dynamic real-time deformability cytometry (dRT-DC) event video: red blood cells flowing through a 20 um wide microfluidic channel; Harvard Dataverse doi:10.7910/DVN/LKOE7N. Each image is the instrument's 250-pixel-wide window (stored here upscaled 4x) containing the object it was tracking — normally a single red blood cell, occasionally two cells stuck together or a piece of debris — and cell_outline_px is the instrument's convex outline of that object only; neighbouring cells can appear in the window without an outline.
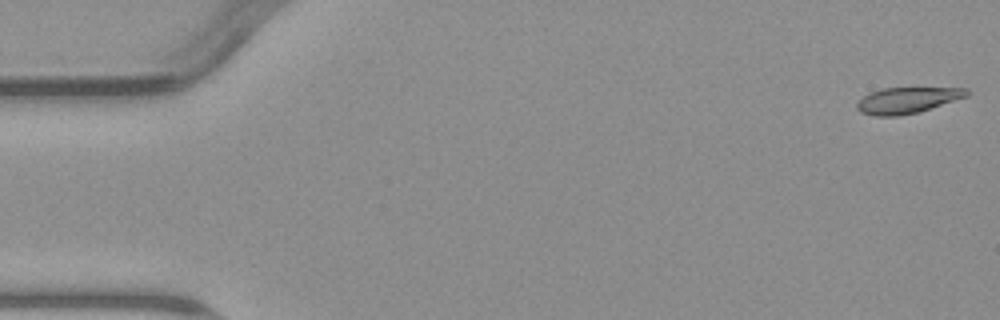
{"species": "common noctule bat (a hibernating species)", "species_latin": "Nyctalus noctula", "temperature_condition": "warm", "stored_images_in_passage": 6, "camera_frame_rate_fps": 3000, "um_per_image_px": 0.085, "animal": {"sex": "male", "body_mass_g": 23.1, "forearm_length_mm": 52.7}, "frame": {"image": 1, "passage_image": 1, "time_ms": 0.0, "image_size_px": [1000, 320], "cell_outline_px": [[968, 96], [920, 112], [896, 116], [876, 116], [860, 112], [856, 108], [856, 104], [864, 96], [872, 92], [884, 88], [968, 88]], "centroid_in_image_um": [77.12, 8.53], "position_along_channel_um": 7.9, "area_um2": 16.53}}
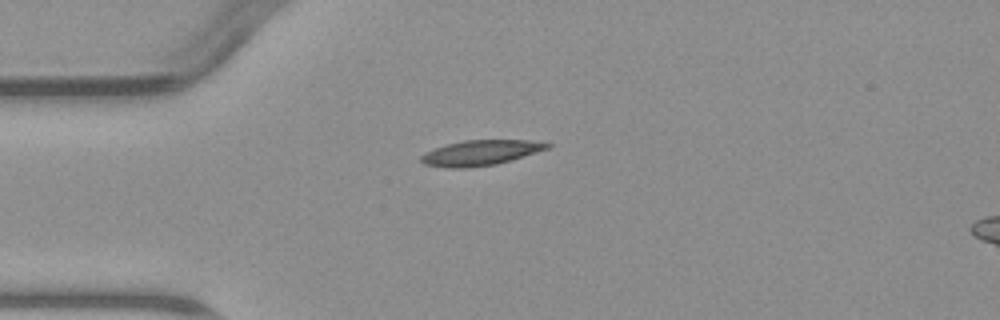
{"frame": {"image": 2, "passage_image": 4, "time_ms": 4.333, "image_size_px": [1000, 320], "cell_outline_px": [[552, 144], [548, 148], [512, 160], [496, 164], [464, 168], [448, 168], [424, 164], [420, 160], [420, 156], [424, 152], [448, 144], [464, 140], [528, 140]], "centroid_in_image_um": [40.81, 12.99], "position_along_channel_um": 44.2, "area_um2": 18.38}}
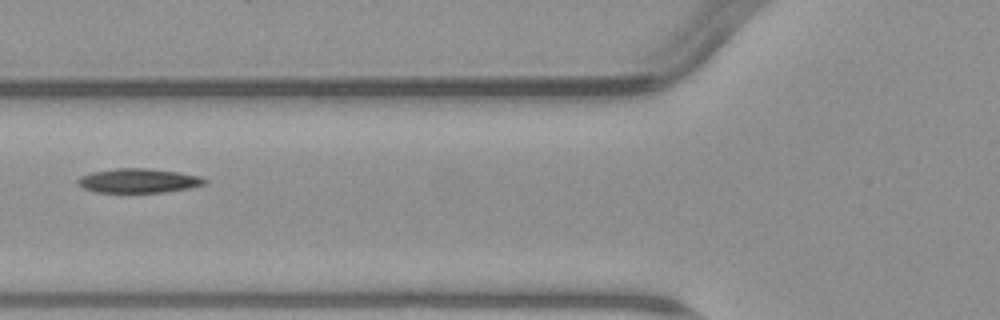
{"frame": {"image": 3, "passage_image": 6, "time_ms": 6.667, "image_size_px": [1000, 320], "cell_outline_px": [[208, 180], [204, 184], [188, 188], [164, 192], [96, 192], [84, 188], [76, 184], [76, 180], [80, 176], [92, 172], [116, 168], [148, 168], [180, 172], [200, 176]], "centroid_in_image_um": [11.75, 15.35], "position_along_channel_um": 114.0, "area_um2": 17.98}}